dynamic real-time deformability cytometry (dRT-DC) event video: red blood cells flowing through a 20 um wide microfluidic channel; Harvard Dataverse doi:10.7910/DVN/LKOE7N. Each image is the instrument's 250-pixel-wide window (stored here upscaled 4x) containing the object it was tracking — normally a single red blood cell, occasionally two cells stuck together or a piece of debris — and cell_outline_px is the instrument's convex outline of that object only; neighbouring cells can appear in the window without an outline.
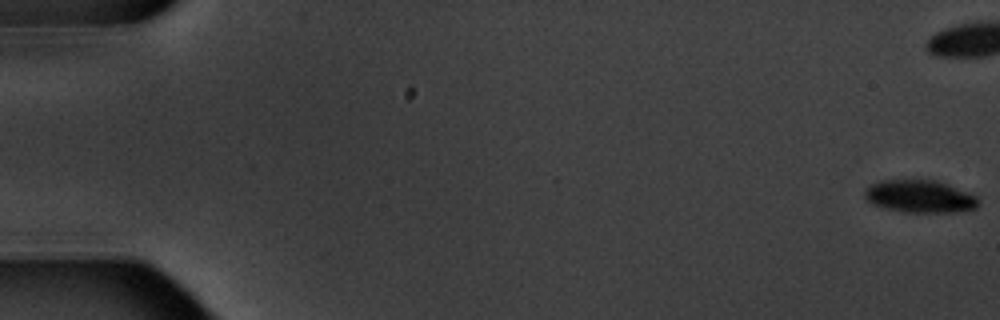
{"species": "common noctule bat (a hibernating species)", "species_latin": "Nyctalus noctula", "temperature_condition": "warm", "stored_images_in_passage": 10, "camera_frame_rate_fps": 3000, "um_per_image_px": 0.085, "animal": {"sex": "male", "body_mass_g": 20.1, "forearm_length_mm": 53.5}, "frame": {"image": 1, "passage_image": 1, "time_ms": 0.0, "image_size_px": [1000, 320], "cell_outline_px": [[980, 204], [976, 208], [956, 212], [900, 212], [884, 208], [872, 204], [864, 196], [864, 192], [872, 184], [880, 180], [936, 180], [972, 192], [980, 200]], "centroid_in_image_um": [78.24, 16.7], "position_along_channel_um": 6.8, "area_um2": 21.85}}
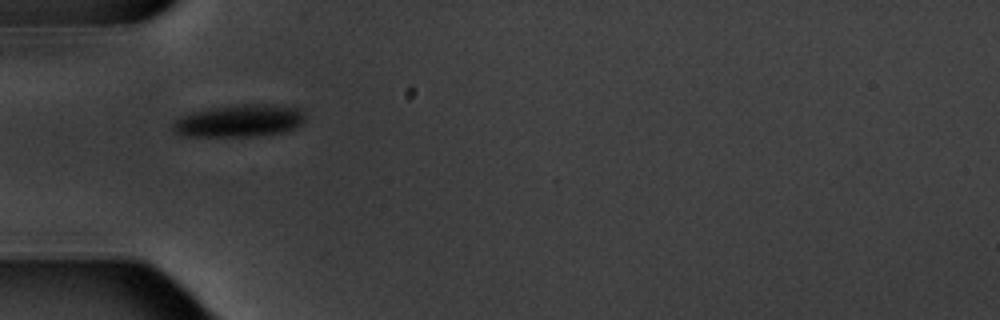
{"frame": {"image": 2, "passage_image": 7, "time_ms": 7.333, "image_size_px": [1000, 320], "cell_outline_px": [[304, 120], [296, 128], [284, 132], [256, 136], [180, 136], [172, 132], [172, 124], [180, 116], [192, 112], [208, 108], [240, 104], [276, 104], [304, 108]], "centroid_in_image_um": [20.36, 10.26], "position_along_channel_um": 64.6, "area_um2": 25.43}}